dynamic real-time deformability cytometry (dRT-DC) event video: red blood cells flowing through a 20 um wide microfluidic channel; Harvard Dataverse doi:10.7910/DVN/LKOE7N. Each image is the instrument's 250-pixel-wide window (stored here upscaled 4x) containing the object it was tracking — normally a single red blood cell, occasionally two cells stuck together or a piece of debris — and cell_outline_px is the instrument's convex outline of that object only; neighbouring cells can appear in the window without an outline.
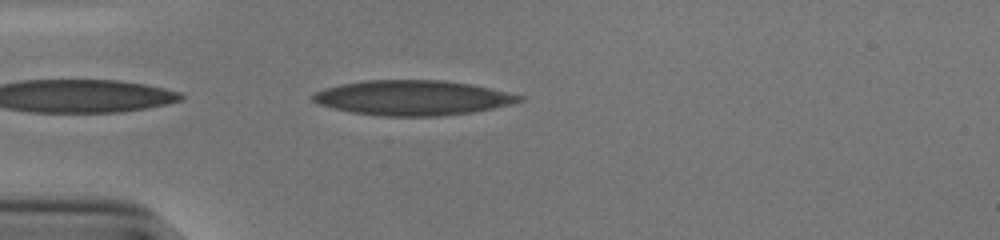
{"species": "human", "species_latin": "Homo sapiens", "temperature_condition": "cold", "stored_images_in_passage": 40, "camera_frame_rate_fps": 3000, "um_per_image_px": 0.085, "donor": {"sex": "male"}, "frame": {"image": 1, "passage_image": 2, "time_ms": 0.333, "image_size_px": [1000, 240], "cell_outline_px": [[524, 100], [492, 108], [472, 112], [436, 116], [384, 116], [352, 112], [332, 108], [320, 104], [312, 100], [312, 96], [316, 92], [324, 88], [340, 84], [364, 80], [444, 80], [472, 84], [524, 96]], "centroid_in_image_um": [35.06, 8.3], "position_along_channel_um": 49.9, "area_um2": 41.79}}
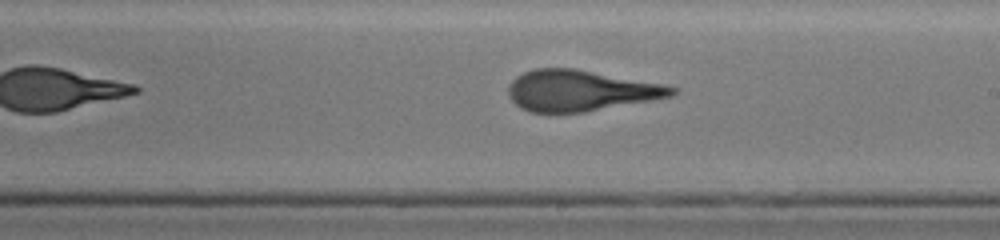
{"frame": {"image": 2, "passage_image": 18, "time_ms": 5.667, "image_size_px": [1000, 240], "cell_outline_px": [[676, 92], [672, 96], [584, 112], [528, 112], [520, 108], [508, 96], [508, 88], [512, 80], [516, 76], [524, 72], [536, 68], [572, 68], [664, 84], [676, 88]], "centroid_in_image_um": [49.29, 7.7], "position_along_channel_um": 239.7, "area_um2": 38.67}}
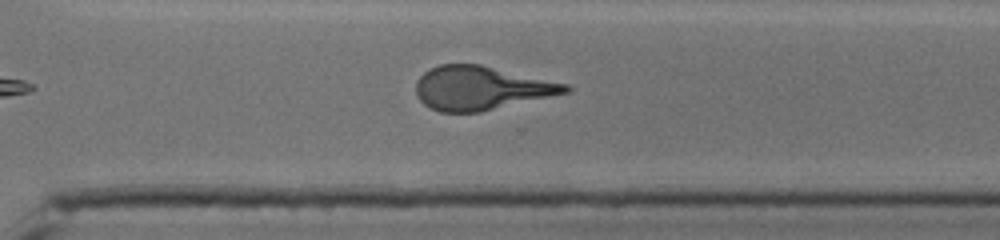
{"frame": {"image": 3, "passage_image": 25, "time_ms": 8.0, "image_size_px": [1000, 240], "cell_outline_px": [[572, 88], [568, 92], [480, 112], [440, 112], [424, 104], [416, 96], [416, 80], [424, 72], [440, 64], [480, 64], [568, 84]], "centroid_in_image_um": [40.86, 7.48], "position_along_channel_um": 329.7, "area_um2": 37.8}, "authors_computed_cell_mechanics": {"area_um2": 39.5641, "velocity_mm_per_s": 3.8553, "shape_relaxation_time_tau1_ms": 9.1989, "shape_relaxation_time_tau2_ms": 1.2607, "deformation_change_tau1": 0.3049, "deformation_change_tau2": 0.0983}}